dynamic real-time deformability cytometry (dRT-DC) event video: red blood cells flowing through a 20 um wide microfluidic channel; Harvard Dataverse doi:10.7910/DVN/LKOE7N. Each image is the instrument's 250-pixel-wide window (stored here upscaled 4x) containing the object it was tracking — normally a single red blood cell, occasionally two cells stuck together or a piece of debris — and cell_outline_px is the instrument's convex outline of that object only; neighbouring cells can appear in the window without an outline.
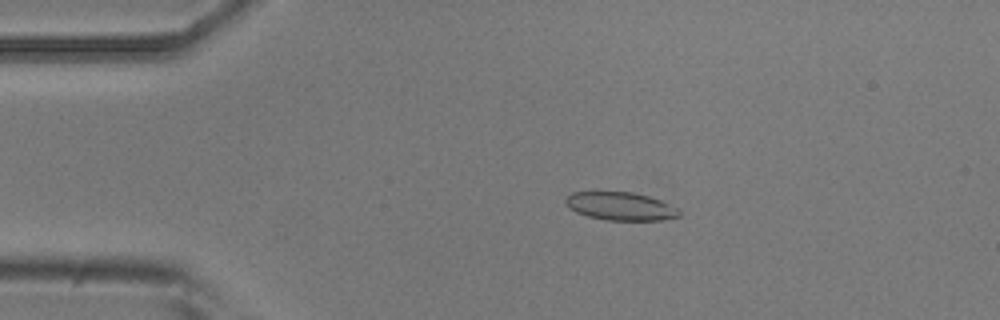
{"species": "common noctule bat (a hibernating species)", "species_latin": "Nyctalus noctula", "temperature_condition": "room temperature", "stored_images_in_passage": 5, "camera_frame_rate_fps": 3000, "um_per_image_px": 0.085, "animal": {"sex": "male", "body_mass_g": 20.5, "forearm_length_mm": 52.5}, "frame": {"image": 1, "passage_image": 2, "time_ms": 1.0, "image_size_px": [1000, 320], "cell_outline_px": [[680, 216], [664, 220], [604, 220], [588, 216], [576, 212], [568, 208], [564, 200], [572, 192], [632, 192], [648, 196], [660, 200], [680, 208]], "centroid_in_image_um": [52.76, 17.53], "position_along_channel_um": 32.2, "area_um2": 18.73}}
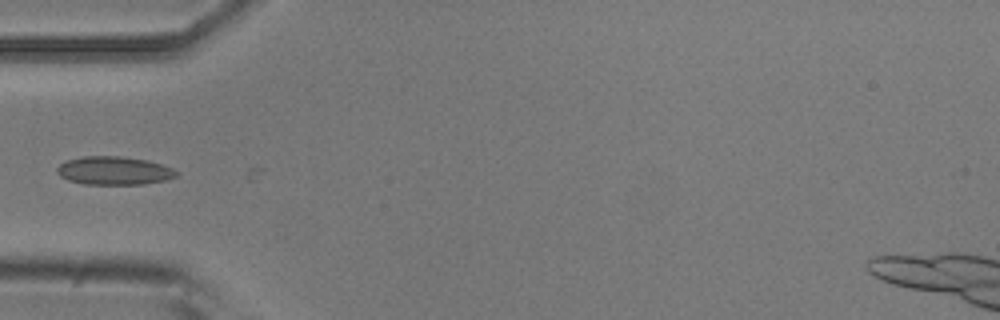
{"frame": {"image": 2, "passage_image": 4, "time_ms": 3.333, "image_size_px": [1000, 320], "cell_outline_px": [[176, 176], [168, 180], [144, 184], [84, 184], [68, 180], [60, 176], [56, 172], [56, 168], [64, 160], [84, 156], [120, 156], [148, 160], [172, 168], [176, 172]], "centroid_in_image_um": [9.66, 14.5], "position_along_channel_um": 75.3, "area_um2": 19.77}}